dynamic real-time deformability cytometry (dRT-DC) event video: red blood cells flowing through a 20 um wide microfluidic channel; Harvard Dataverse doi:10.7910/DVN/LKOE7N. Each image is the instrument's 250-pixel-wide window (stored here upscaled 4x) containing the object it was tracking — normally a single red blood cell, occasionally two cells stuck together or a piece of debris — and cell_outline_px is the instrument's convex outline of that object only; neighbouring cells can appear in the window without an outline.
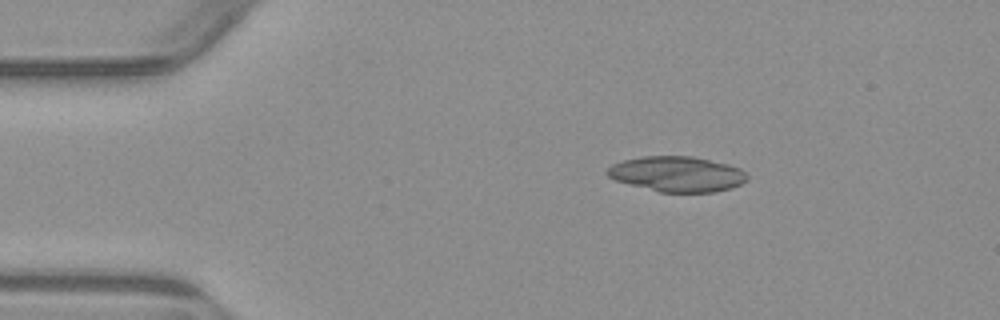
{"species": "common noctule bat (a hibernating species)", "species_latin": "Nyctalus noctula", "temperature_condition": "warm", "stored_images_in_passage": 5, "camera_frame_rate_fps": 3000, "um_per_image_px": 0.085, "animal": {"sex": "male", "body_mass_g": 23.1, "forearm_length_mm": 52.7}, "frame": {"image": 1, "passage_image": 2, "time_ms": 1.333, "image_size_px": [1000, 320], "cell_outline_px": [[748, 180], [732, 188], [716, 192], [660, 192], [616, 180], [608, 176], [604, 172], [612, 164], [624, 160], [640, 156], [692, 156], [728, 164], [740, 168], [748, 176]], "centroid_in_image_um": [57.57, 14.79], "position_along_channel_um": 27.4, "area_um2": 28.78}}